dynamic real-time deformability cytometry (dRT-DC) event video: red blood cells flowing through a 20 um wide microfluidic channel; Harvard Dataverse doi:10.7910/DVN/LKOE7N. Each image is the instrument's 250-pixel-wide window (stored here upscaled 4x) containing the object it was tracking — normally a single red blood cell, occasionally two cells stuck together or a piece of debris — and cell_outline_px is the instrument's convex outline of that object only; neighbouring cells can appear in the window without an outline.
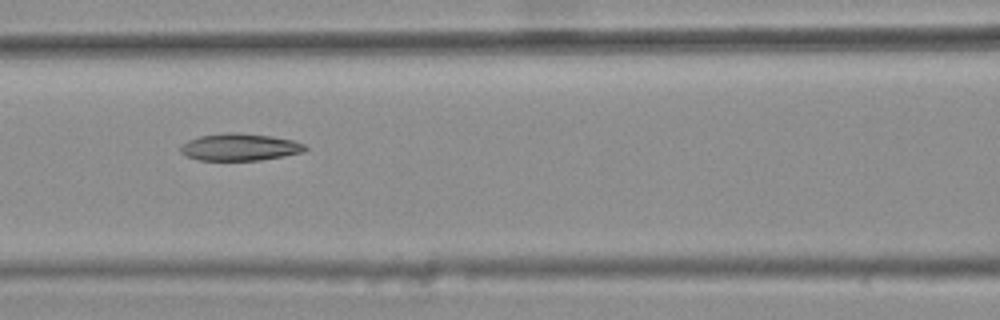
{"species": "common noctule bat (a hibernating species)", "species_latin": "Nyctalus noctula", "temperature_condition": "warm", "stored_images_in_passage": 7, "camera_frame_rate_fps": 3000, "um_per_image_px": 0.085, "animal": {"sex": "female", "body_mass_g": 25.1}, "frame": {"image": 1, "passage_image": 5, "time_ms": 1.333, "image_size_px": [1000, 320], "cell_outline_px": [[308, 148], [304, 152], [260, 160], [196, 160], [180, 152], [180, 144], [188, 140], [200, 136], [228, 132], [236, 132], [272, 136], [292, 140], [304, 144]], "centroid_in_image_um": [20.36, 12.5], "position_along_channel_um": 146.2, "area_um2": 19.71}}
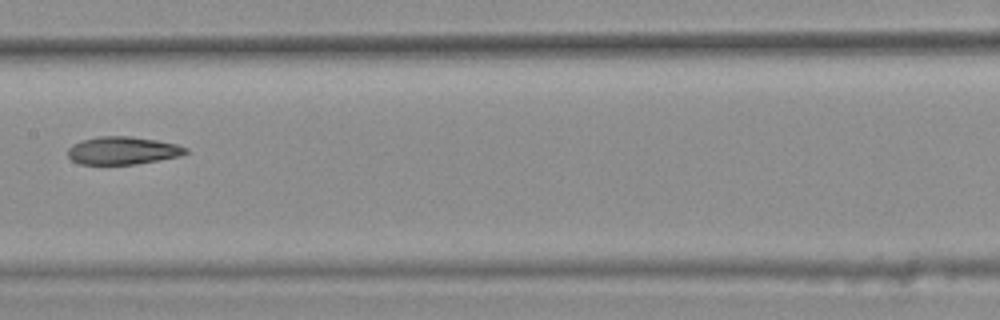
{"frame": {"image": 2, "passage_image": 6, "time_ms": 1.667, "image_size_px": [1000, 320], "cell_outline_px": [[188, 152], [180, 156], [136, 164], [80, 164], [72, 160], [68, 156], [68, 148], [72, 144], [96, 136], [132, 136], [156, 140], [176, 144], [188, 148]], "centroid_in_image_um": [10.43, 12.79], "position_along_channel_um": 197.0, "area_um2": 19.07}}
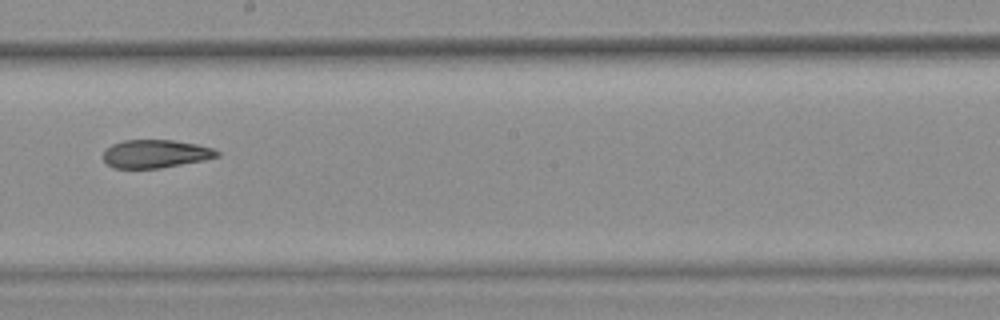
{"frame": {"image": 3, "passage_image": 7, "time_ms": 2.0, "image_size_px": [1000, 320], "cell_outline_px": [[220, 156], [204, 160], [160, 168], [116, 168], [108, 164], [100, 156], [112, 144], [124, 140], [172, 140], [196, 144], [212, 148], [220, 152]], "centroid_in_image_um": [13.22, 13.07], "position_along_channel_um": 235.0, "area_um2": 18.61}}